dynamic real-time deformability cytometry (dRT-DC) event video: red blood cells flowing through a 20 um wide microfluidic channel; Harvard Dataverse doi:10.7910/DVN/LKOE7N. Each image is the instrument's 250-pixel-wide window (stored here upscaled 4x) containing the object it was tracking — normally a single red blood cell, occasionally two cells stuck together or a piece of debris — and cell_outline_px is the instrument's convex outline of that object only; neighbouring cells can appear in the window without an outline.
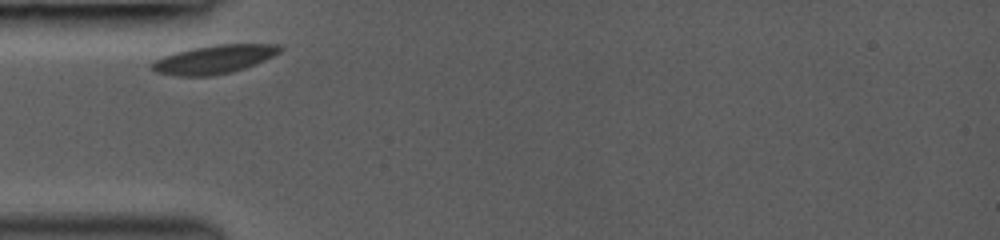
{"species": "common noctule bat (a hibernating species)", "species_latin": "Nyctalus noctula", "temperature_condition": "room temperature", "stored_images_in_passage": 9, "camera_frame_rate_fps": 3000, "um_per_image_px": 0.085, "animal": {"sex": "female", "body_mass_g": 19.0, "forearm_length_mm": 53.3}, "frame": {"image": 1, "passage_image": 1, "time_ms": 0.0, "image_size_px": [1000, 240], "cell_outline_px": [[284, 48], [280, 52], [264, 60], [244, 68], [232, 72], [212, 76], [176, 76], [156, 72], [152, 68], [152, 64], [156, 60], [164, 56], [176, 52], [192, 48], [216, 44], [280, 44]], "centroid_in_image_um": [18.23, 5.04], "position_along_channel_um": 66.8, "area_um2": 21.15}}
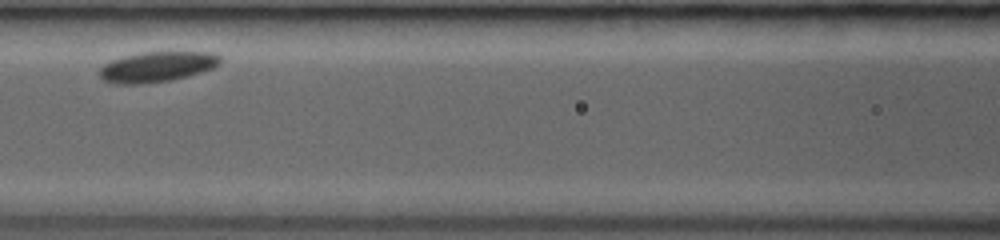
{"frame": {"image": 2, "passage_image": 4, "time_ms": 2.333, "image_size_px": [1000, 240], "cell_outline_px": [[224, 60], [220, 64], [212, 68], [188, 76], [172, 80], [140, 84], [116, 84], [104, 80], [100, 76], [100, 68], [104, 64], [112, 60], [124, 56], [140, 52], [212, 52], [220, 56]], "centroid_in_image_um": [13.37, 5.67], "position_along_channel_um": 153.2, "area_um2": 21.39}}
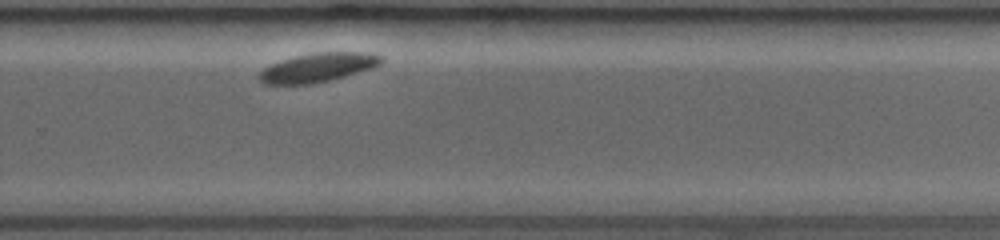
{"frame": {"image": 3, "passage_image": 9, "time_ms": 6.333, "image_size_px": [1000, 240], "cell_outline_px": [[384, 60], [380, 64], [372, 68], [344, 76], [312, 84], [264, 84], [260, 80], [260, 72], [264, 68], [280, 60], [296, 56], [316, 52], [368, 52], [384, 56]], "centroid_in_image_um": [27.06, 5.72], "position_along_channel_um": 302.7, "area_um2": 20.46}}